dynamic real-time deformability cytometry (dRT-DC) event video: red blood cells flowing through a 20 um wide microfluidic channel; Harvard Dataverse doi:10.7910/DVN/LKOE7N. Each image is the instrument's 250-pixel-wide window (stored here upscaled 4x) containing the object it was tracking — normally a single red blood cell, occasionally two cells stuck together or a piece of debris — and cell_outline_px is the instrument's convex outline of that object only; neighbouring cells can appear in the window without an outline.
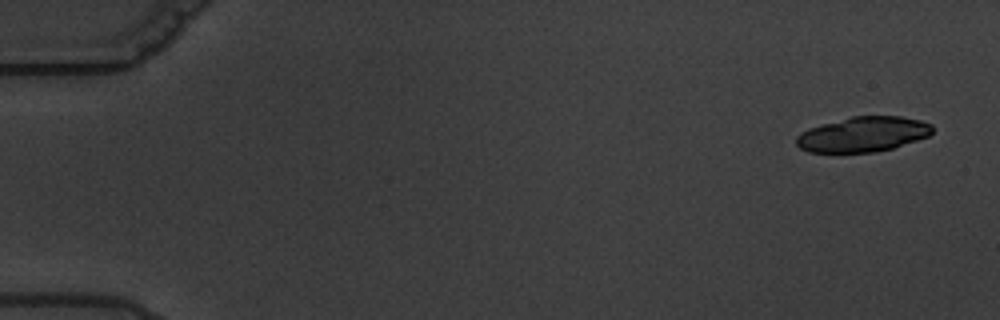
{"species": "common noctule bat (a hibernating species)", "species_latin": "Nyctalus noctula", "temperature_condition": "warm", "stored_images_in_passage": 7, "camera_frame_rate_fps": 3000, "um_per_image_px": 0.085, "animal": {"sex": "male", "body_mass_g": 19.5, "forearm_length_mm": 54.6}, "frame": {"image": 1, "passage_image": 1, "time_ms": 0.0, "image_size_px": [1000, 320], "cell_outline_px": [[932, 132], [928, 136], [892, 148], [876, 152], [808, 152], [800, 148], [796, 144], [796, 136], [800, 132], [808, 128], [852, 116], [900, 116], [920, 120], [932, 124]], "centroid_in_image_um": [73.33, 11.41], "position_along_channel_um": 11.7, "area_um2": 27.69}}